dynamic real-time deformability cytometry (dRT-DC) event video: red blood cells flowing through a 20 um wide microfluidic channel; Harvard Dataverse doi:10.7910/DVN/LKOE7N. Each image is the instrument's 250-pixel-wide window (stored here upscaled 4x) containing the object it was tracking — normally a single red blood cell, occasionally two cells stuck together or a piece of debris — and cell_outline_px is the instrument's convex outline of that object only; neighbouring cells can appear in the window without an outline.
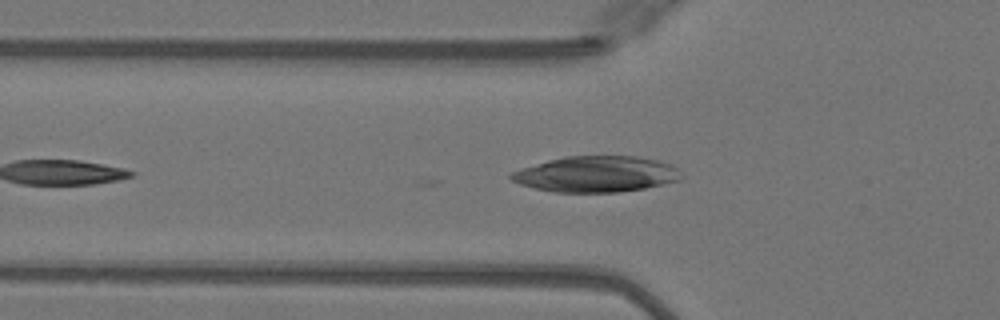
{"species": "Egyptian fruit bat (a non-hibernating species)", "species_latin": "Rousettus aegyptiacus", "temperature_condition": "warm", "stored_images_in_passage": 6, "camera_frame_rate_fps": 3000, "um_per_image_px": 0.085, "animal": {"sex": "female"}, "frame": {"image": 1, "passage_image": 6, "time_ms": 1.667, "image_size_px": [1000, 320], "cell_outline_px": [[684, 176], [680, 180], [664, 184], [644, 188], [616, 192], [556, 192], [536, 188], [520, 184], [512, 180], [508, 176], [512, 172], [520, 168], [548, 160], [564, 156], [636, 156], [656, 160], [672, 164]], "centroid_in_image_um": [50.69, 14.79], "position_along_channel_um": 75.1, "area_um2": 35.6}}